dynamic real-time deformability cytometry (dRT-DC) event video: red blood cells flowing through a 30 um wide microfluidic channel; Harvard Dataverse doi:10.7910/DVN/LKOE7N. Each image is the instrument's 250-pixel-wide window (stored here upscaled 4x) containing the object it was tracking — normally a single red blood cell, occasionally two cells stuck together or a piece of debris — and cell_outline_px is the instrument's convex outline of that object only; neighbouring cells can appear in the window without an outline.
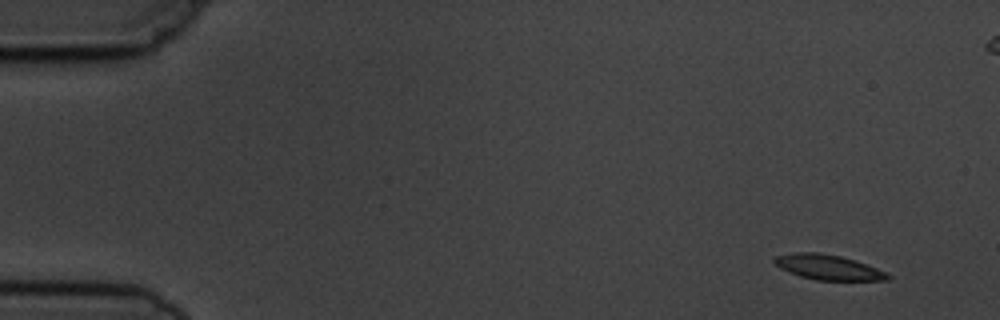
{"species": "common noctule bat (a hibernating species)", "species_latin": "Nyctalus noctula", "temperature_condition": "cold", "stored_images_in_passage": 6, "segment_of_instrument_passage": [2, 2], "camera_frame_rate_fps": 3000, "um_per_image_px": 0.085, "animal": {"sex": "male", "body_mass_g": 19.5, "forearm_length_mm": 54.6}, "frame": {"image": 1, "passage_image": 6, "time_ms": 5.667, "image_size_px": [1000, 320], "cell_outline_px": [[892, 276], [888, 280], [816, 280], [800, 276], [788, 272], [780, 268], [772, 260], [776, 256], [796, 252], [820, 252], [840, 256], [856, 260], [868, 264], [888, 272]], "centroid_in_image_um": [70.43, 22.71], "position_along_channel_um": 14.6, "area_um2": 16.7}}